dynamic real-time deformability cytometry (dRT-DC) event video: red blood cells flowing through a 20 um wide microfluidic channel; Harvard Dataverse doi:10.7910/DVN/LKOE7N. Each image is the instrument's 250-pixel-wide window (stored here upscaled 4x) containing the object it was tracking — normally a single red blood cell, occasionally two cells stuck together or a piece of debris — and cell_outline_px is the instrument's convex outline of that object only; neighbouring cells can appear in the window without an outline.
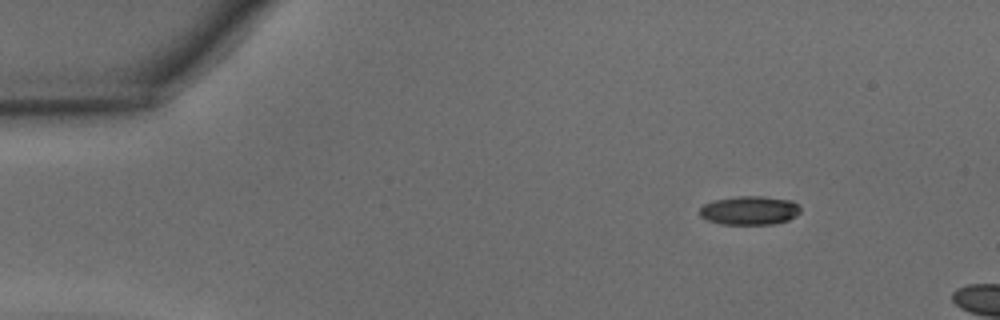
{"species": "common noctule bat (a hibernating species)", "species_latin": "Nyctalus noctula", "temperature_condition": "warm", "stored_images_in_passage": 5, "camera_frame_rate_fps": 3000, "um_per_image_px": 0.085, "animal": {"sex": "male", "body_mass_g": 15.6}, "frame": {"image": 1, "passage_image": 1, "time_ms": 0.0, "image_size_px": [1000, 320], "cell_outline_px": [[800, 212], [796, 216], [788, 220], [772, 224], [720, 224], [708, 220], [700, 216], [700, 208], [704, 204], [712, 200], [736, 196], [764, 196], [792, 200], [800, 204]], "centroid_in_image_um": [63.73, 17.87], "position_along_channel_um": 21.3, "area_um2": 17.11}}